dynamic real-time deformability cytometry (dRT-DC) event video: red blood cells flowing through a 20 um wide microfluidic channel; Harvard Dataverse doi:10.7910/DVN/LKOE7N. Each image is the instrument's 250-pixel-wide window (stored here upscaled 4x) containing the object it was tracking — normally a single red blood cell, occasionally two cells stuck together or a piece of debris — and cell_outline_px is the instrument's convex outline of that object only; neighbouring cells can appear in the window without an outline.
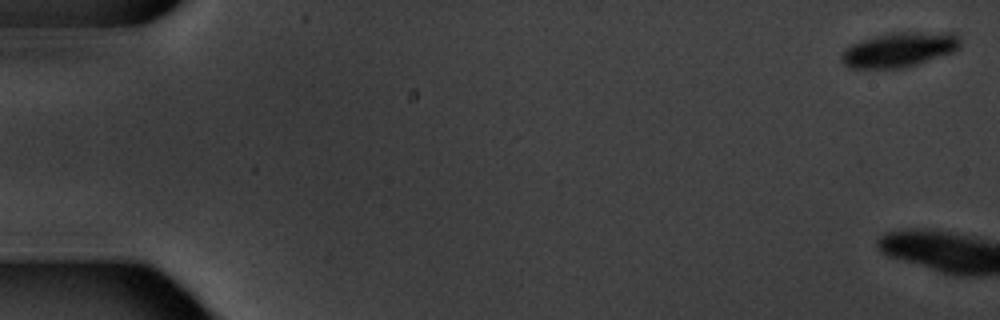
{"species": "common noctule bat (a hibernating species)", "species_latin": "Nyctalus noctula", "temperature_condition": "warm", "stored_images_in_passage": 8, "camera_frame_rate_fps": 3000, "um_per_image_px": 0.085, "animal": {"sex": "male", "body_mass_g": 20.1, "forearm_length_mm": 53.5}, "frame": {"image": 1, "passage_image": 1, "time_ms": 0.0, "image_size_px": [1000, 320], "cell_outline_px": [[960, 48], [952, 52], [916, 64], [900, 68], [848, 68], [840, 60], [840, 52], [844, 48], [860, 40], [892, 32], [956, 32], [960, 36]], "centroid_in_image_um": [76.42, 4.2], "position_along_channel_um": 8.6, "area_um2": 24.22}}
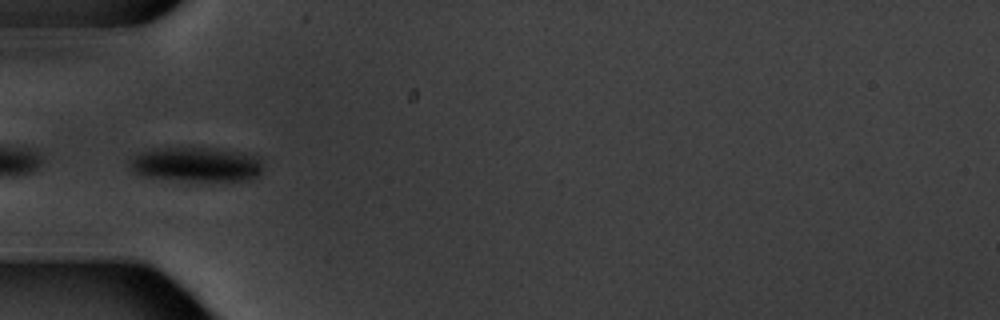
{"frame": {"image": 2, "passage_image": 7, "time_ms": 7.333, "image_size_px": [1000, 320], "cell_outline_px": [[260, 176], [252, 180], [188, 180], [136, 176], [128, 160], [140, 152], [152, 148], [216, 148], [244, 152], [260, 156]], "centroid_in_image_um": [16.68, 13.96], "position_along_channel_um": 68.3, "area_um2": 26.99}}